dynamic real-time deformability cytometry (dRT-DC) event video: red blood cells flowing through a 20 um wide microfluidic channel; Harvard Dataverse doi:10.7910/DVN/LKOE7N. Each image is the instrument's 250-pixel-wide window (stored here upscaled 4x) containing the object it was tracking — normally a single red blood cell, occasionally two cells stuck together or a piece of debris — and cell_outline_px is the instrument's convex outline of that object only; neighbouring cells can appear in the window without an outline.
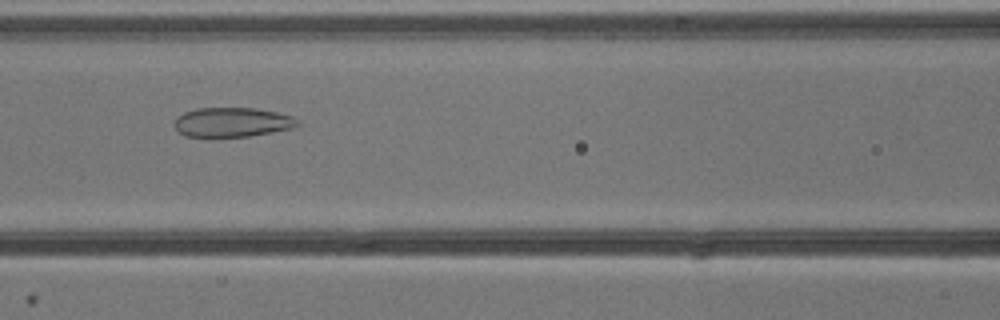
{"species": "common noctule bat (a hibernating species)", "species_latin": "Nyctalus noctula", "temperature_condition": "cold", "stored_images_in_passage": 33, "camera_frame_rate_fps": 3000, "um_per_image_px": 0.085, "animal": {"sex": "male", "body_mass_g": 13.3}, "frame": {"image": 1, "passage_image": 10, "time_ms": 3.0, "image_size_px": [1000, 320], "cell_outline_px": [[300, 124], [292, 128], [248, 136], [184, 136], [176, 132], [172, 124], [176, 116], [184, 112], [196, 108], [256, 108], [276, 112], [292, 116], [300, 120]], "centroid_in_image_um": [19.68, 10.38], "position_along_channel_um": 146.9, "area_um2": 21.27}}
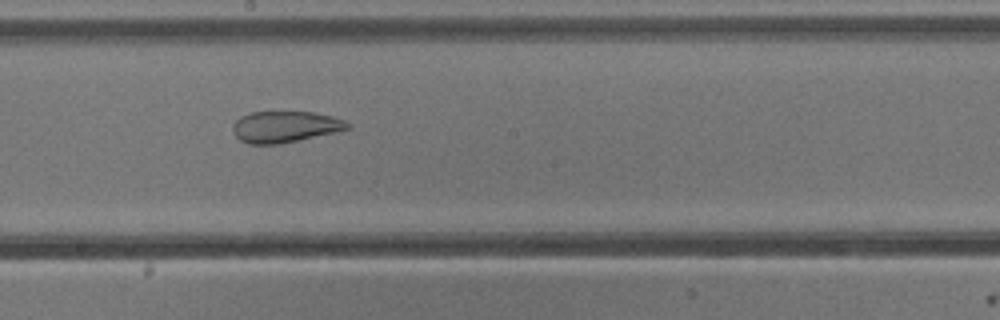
{"frame": {"image": 2, "passage_image": 16, "time_ms": 5.0, "image_size_px": [1000, 320], "cell_outline_px": [[352, 128], [336, 132], [280, 144], [248, 144], [240, 140], [232, 132], [232, 124], [240, 116], [252, 112], [312, 112], [332, 116], [344, 120], [352, 124]], "centroid_in_image_um": [24.23, 10.78], "position_along_channel_um": 224.0, "area_um2": 21.1}}
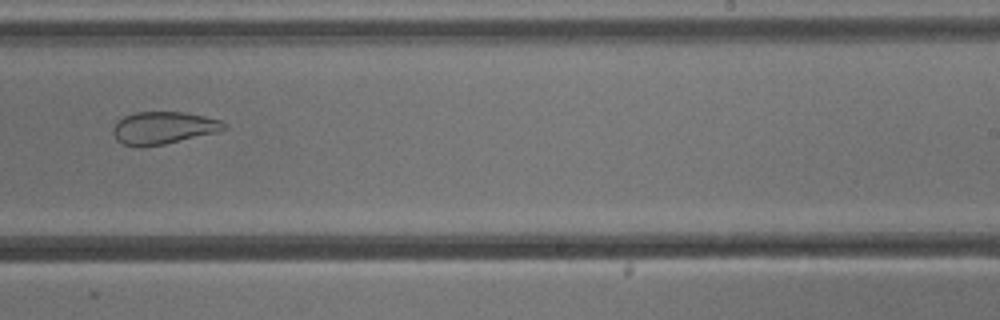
{"frame": {"image": 3, "passage_image": 20, "time_ms": 6.333, "image_size_px": [1000, 320], "cell_outline_px": [[228, 128], [216, 132], [164, 144], [140, 148], [124, 144], [116, 140], [112, 132], [112, 128], [116, 120], [124, 116], [136, 112], [184, 112], [204, 116], [220, 120], [228, 124]], "centroid_in_image_um": [13.85, 10.87], "position_along_channel_um": 275.2, "area_um2": 21.15}}